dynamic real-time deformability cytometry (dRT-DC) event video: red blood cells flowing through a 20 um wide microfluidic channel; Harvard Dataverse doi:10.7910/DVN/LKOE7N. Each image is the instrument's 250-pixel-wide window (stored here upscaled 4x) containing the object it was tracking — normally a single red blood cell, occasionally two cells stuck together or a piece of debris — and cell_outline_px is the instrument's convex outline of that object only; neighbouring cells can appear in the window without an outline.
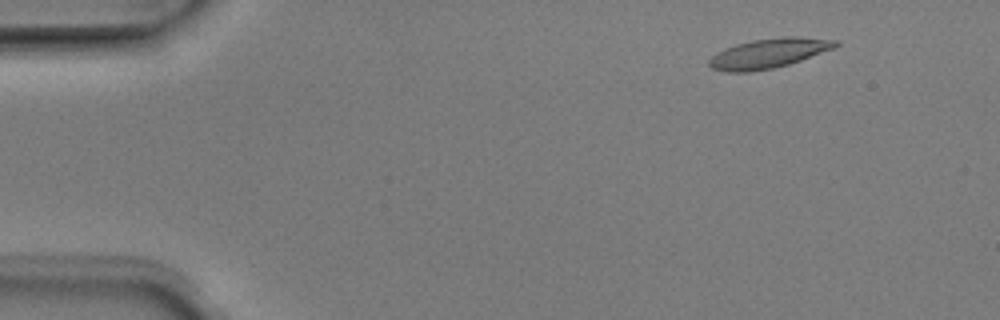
{"species": "Egyptian fruit bat (a non-hibernating species)", "species_latin": "Rousettus aegyptiacus", "temperature_condition": "room temperature", "stored_images_in_passage": 4, "camera_frame_rate_fps": 3000, "um_per_image_px": 0.085, "animal": {"sex": "male"}, "frame": {"image": 1, "passage_image": 1, "time_ms": 0.0, "image_size_px": [1000, 320], "cell_outline_px": [[840, 44], [836, 48], [788, 64], [772, 68], [748, 72], [724, 72], [712, 68], [708, 64], [708, 60], [716, 52], [736, 44], [752, 40], [784, 36], [800, 36], [840, 40]], "centroid_in_image_um": [65.37, 4.51], "position_along_channel_um": 19.6, "area_um2": 22.02}}